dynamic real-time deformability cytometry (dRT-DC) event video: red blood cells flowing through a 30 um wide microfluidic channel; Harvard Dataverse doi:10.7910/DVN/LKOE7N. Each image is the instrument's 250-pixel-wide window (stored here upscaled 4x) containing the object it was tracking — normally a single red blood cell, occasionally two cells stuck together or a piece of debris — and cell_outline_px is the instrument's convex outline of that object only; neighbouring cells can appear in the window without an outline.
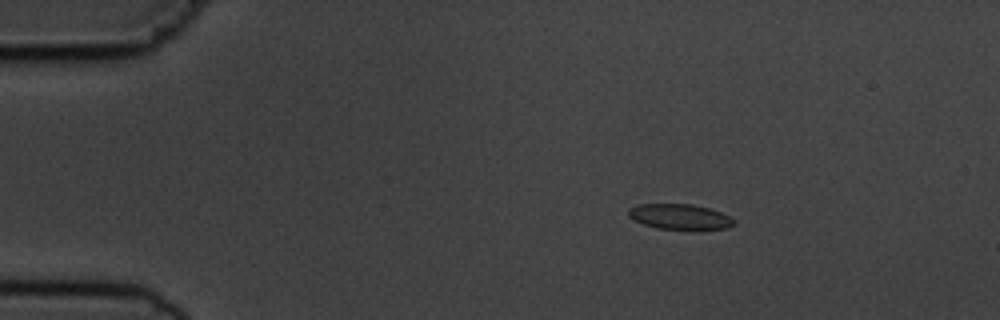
{"species": "common noctule bat (a hibernating species)", "species_latin": "Nyctalus noctula", "temperature_condition": "cold", "stored_images_in_passage": 3, "camera_frame_rate_fps": 3000, "um_per_image_px": 0.085, "animal": {"sex": "male", "body_mass_g": 19.5, "forearm_length_mm": 54.6}, "frame": {"image": 1, "passage_image": 1, "time_ms": 0.0, "image_size_px": [1000, 320], "cell_outline_px": [[736, 220], [728, 228], [656, 228], [632, 220], [628, 216], [628, 208], [640, 204], [692, 204], [708, 208], [720, 212]], "centroid_in_image_um": [57.71, 18.4], "position_along_channel_um": 27.3, "area_um2": 15.2}}